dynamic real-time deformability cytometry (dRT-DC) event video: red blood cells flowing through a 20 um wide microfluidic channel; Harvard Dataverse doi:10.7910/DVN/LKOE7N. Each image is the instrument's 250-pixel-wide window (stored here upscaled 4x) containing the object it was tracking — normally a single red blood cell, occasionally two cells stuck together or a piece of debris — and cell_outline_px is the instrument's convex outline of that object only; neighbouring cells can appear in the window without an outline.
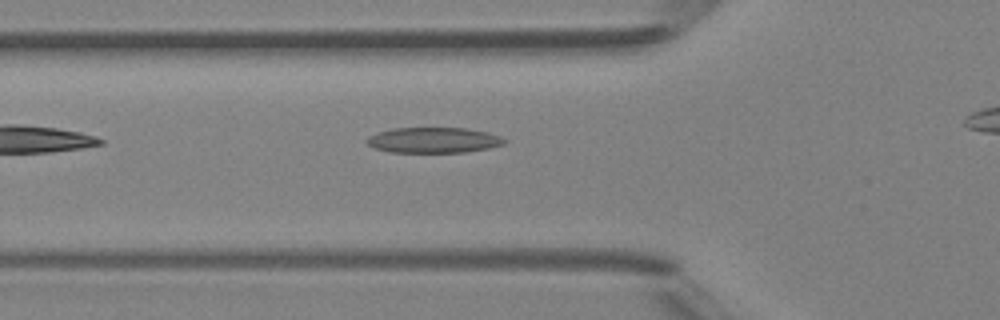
{"species": "Egyptian fruit bat (a non-hibernating species)", "species_latin": "Rousettus aegyptiacus", "temperature_condition": "room temperature", "stored_images_in_passage": 3, "segment_of_instrument_passage": [1, 2], "camera_frame_rate_fps": 3000, "um_per_image_px": 0.085, "animal": {"sex": "female"}, "frame": {"image": 1, "passage_image": 2, "time_ms": 1.333, "image_size_px": [1000, 320], "cell_outline_px": [[508, 140], [504, 144], [488, 148], [464, 152], [388, 152], [376, 148], [368, 144], [364, 140], [368, 136], [392, 128], [468, 128], [488, 132], [500, 136]], "centroid_in_image_um": [36.87, 11.91], "position_along_channel_um": 88.9, "area_um2": 20.46}}